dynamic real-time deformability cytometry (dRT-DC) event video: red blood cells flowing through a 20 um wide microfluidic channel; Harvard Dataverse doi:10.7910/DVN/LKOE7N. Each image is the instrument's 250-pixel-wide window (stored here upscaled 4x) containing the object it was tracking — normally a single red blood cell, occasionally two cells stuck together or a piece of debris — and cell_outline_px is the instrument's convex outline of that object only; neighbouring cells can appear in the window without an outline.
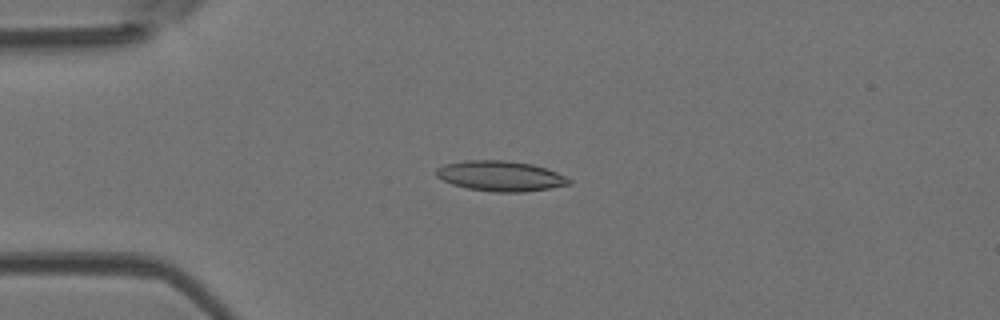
{"species": "Egyptian fruit bat (a non-hibernating species)", "species_latin": "Rousettus aegyptiacus", "temperature_condition": "room temperature", "stored_images_in_passage": 52, "camera_frame_rate_fps": 3000, "um_per_image_px": 0.085, "animal": {"sex": "female"}, "frame": {"image": 1, "passage_image": 13, "time_ms": 4.0, "image_size_px": [1000, 320], "cell_outline_px": [[572, 184], [524, 192], [496, 192], [468, 188], [452, 184], [436, 176], [436, 168], [444, 164], [464, 160], [504, 160], [532, 164], [556, 172], [572, 180]], "centroid_in_image_um": [42.53, 14.95], "position_along_channel_um": 42.5, "area_um2": 23.29}}
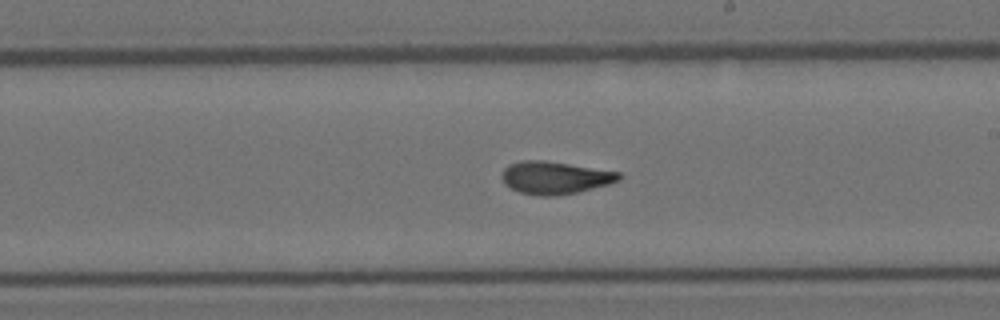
{"frame": {"image": 2, "passage_image": 30, "time_ms": 9.667, "image_size_px": [1000, 320], "cell_outline_px": [[624, 176], [620, 180], [608, 184], [576, 192], [552, 196], [540, 196], [520, 192], [504, 184], [500, 176], [504, 168], [508, 164], [520, 160], [544, 160], [620, 172]], "centroid_in_image_um": [47.14, 15.09], "position_along_channel_um": 241.9, "area_um2": 22.25}}
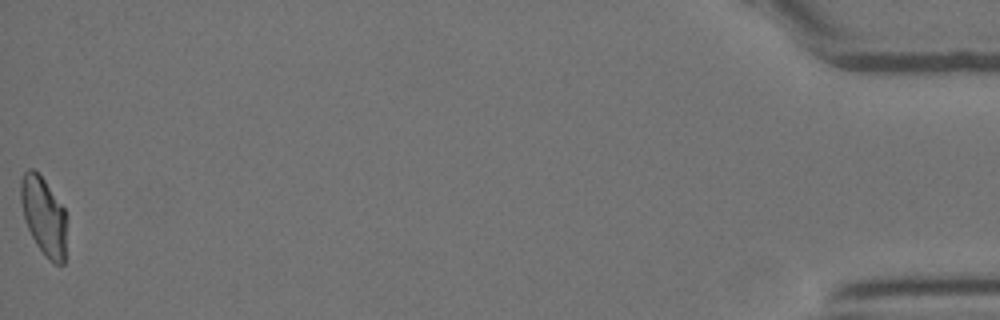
{"frame": {"image": 3, "passage_image": 52, "time_ms": 17.0, "image_size_px": [1000, 320], "cell_outline_px": [[68, 216], [64, 264], [56, 264], [48, 260], [44, 256], [36, 244], [28, 228], [24, 216], [20, 200], [20, 180], [24, 172], [28, 168], [32, 168], [44, 180], [64, 208]], "centroid_in_image_um": [3.74, 18.39], "position_along_channel_um": 431.5, "area_um2": 21.21}, "authors_computed_cell_mechanics": {"area_um2": 22.0507, "velocity_mm_per_s": 3.9244, "shape_relaxation_time_tau1_ms": 9.4473, "shape_relaxation_time_tau2_ms": 1.9268, "deformation_change_tau1": 0.3026, "deformation_change_tau2": 0.0976}}